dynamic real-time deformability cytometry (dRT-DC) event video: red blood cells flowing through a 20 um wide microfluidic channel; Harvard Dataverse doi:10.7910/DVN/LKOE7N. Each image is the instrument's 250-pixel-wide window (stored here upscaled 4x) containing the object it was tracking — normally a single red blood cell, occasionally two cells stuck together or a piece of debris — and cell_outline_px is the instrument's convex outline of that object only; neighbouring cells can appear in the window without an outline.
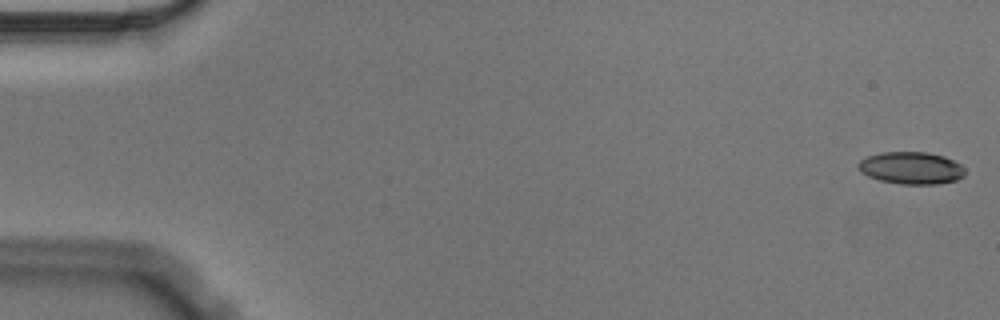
{"species": "Egyptian fruit bat (a non-hibernating species)", "species_latin": "Rousettus aegyptiacus", "temperature_condition": "cold", "stored_images_in_passage": 8, "camera_frame_rate_fps": 3000, "um_per_image_px": 0.085, "animal": {"sex": "male"}, "frame": {"image": 1, "passage_image": 1, "time_ms": 0.0, "image_size_px": [1000, 320], "cell_outline_px": [[964, 176], [956, 180], [936, 184], [900, 184], [880, 180], [868, 176], [860, 172], [856, 164], [860, 160], [868, 156], [880, 152], [928, 152], [944, 156], [960, 164], [964, 168]], "centroid_in_image_um": [77.43, 14.27], "position_along_channel_um": 7.6, "area_um2": 20.11}}